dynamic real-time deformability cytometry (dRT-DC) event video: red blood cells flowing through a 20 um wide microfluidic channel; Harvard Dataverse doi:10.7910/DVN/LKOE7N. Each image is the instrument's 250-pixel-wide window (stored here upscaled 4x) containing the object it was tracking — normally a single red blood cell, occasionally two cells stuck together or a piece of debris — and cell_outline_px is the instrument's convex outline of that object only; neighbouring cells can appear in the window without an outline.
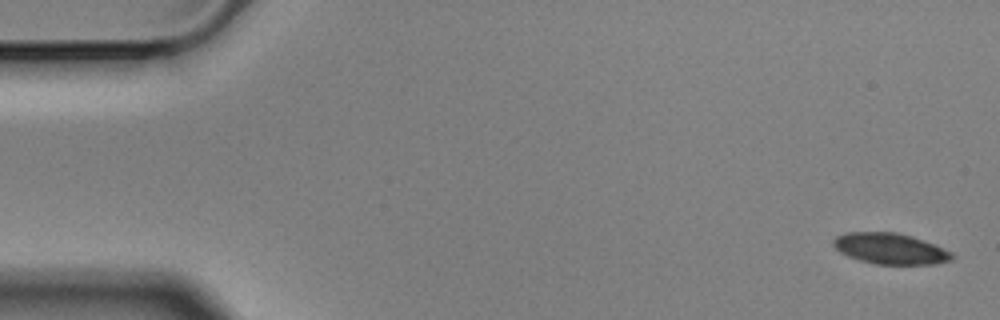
{"species": "Egyptian fruit bat (a non-hibernating species)", "species_latin": "Rousettus aegyptiacus", "temperature_condition": "cold", "stored_images_in_passage": 4, "camera_frame_rate_fps": 3000, "um_per_image_px": 0.085, "animal": {"sex": "male"}, "frame": {"image": 1, "passage_image": 1, "time_ms": 0.0, "image_size_px": [1000, 320], "cell_outline_px": [[956, 256], [952, 260], [936, 264], [876, 264], [860, 260], [848, 256], [840, 252], [832, 244], [832, 240], [836, 236], [848, 232], [896, 232], [912, 236], [952, 252]], "centroid_in_image_um": [75.67, 21.13], "position_along_channel_um": 9.3, "area_um2": 21.33}}
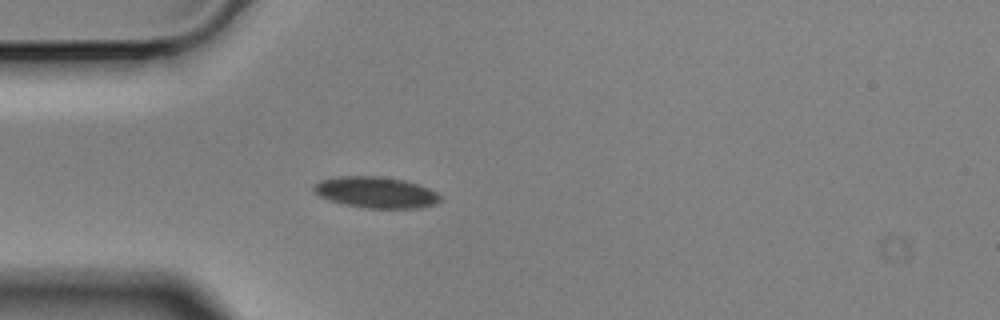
{"frame": {"image": 2, "passage_image": 4, "time_ms": 1.0, "image_size_px": [1000, 320], "cell_outline_px": [[440, 200], [436, 204], [420, 208], [364, 208], [344, 204], [320, 196], [312, 192], [312, 188], [320, 180], [340, 176], [380, 176], [404, 180], [428, 188], [436, 192], [440, 196]], "centroid_in_image_um": [31.94, 16.35], "position_along_channel_um": 53.1, "area_um2": 22.89}}